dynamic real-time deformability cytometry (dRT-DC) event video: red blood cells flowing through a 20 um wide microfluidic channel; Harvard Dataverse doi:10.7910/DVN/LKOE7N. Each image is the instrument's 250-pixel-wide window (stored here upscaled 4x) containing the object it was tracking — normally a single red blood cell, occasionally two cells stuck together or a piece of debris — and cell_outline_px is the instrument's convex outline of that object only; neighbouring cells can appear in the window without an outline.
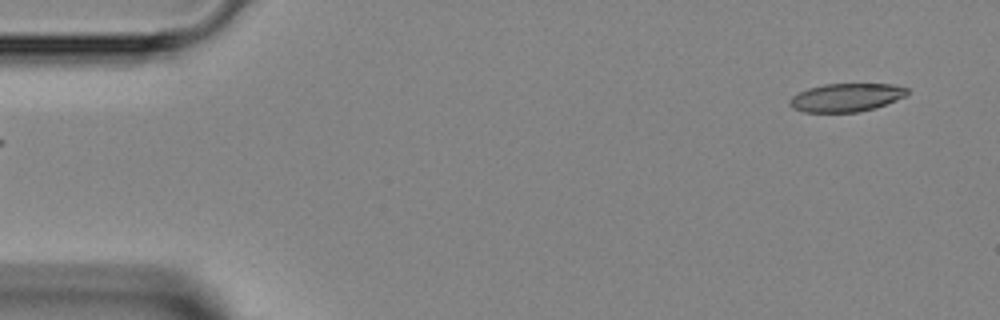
{"species": "Egyptian fruit bat (a non-hibernating species)", "species_latin": "Rousettus aegyptiacus", "temperature_condition": "room temperature", "stored_images_in_passage": 45, "camera_frame_rate_fps": 3000, "um_per_image_px": 0.085, "animal": {"sex": "female"}, "frame": {"image": 1, "passage_image": 1, "time_ms": 0.0, "image_size_px": [1000, 320], "cell_outline_px": [[908, 92], [904, 96], [896, 100], [876, 108], [856, 112], [804, 112], [792, 108], [788, 104], [788, 100], [792, 96], [808, 88], [824, 84], [892, 84], [908, 88]], "centroid_in_image_um": [71.9, 8.29], "position_along_channel_um": 13.1, "area_um2": 19.36}}
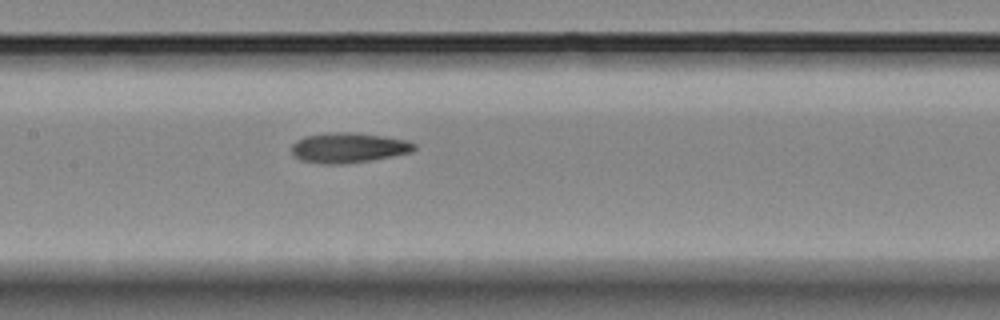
{"frame": {"image": 2, "passage_image": 20, "time_ms": 6.333, "image_size_px": [1000, 320], "cell_outline_px": [[416, 148], [412, 152], [392, 156], [368, 160], [340, 164], [320, 164], [300, 160], [292, 156], [292, 144], [296, 140], [304, 136], [324, 132], [356, 132], [384, 136], [408, 140], [416, 144]], "centroid_in_image_um": [29.59, 12.54], "position_along_channel_um": 177.8, "area_um2": 21.79}}
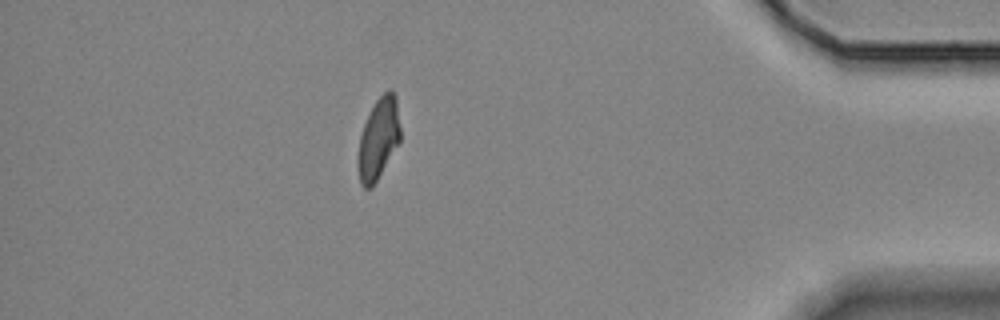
{"frame": {"image": 3, "passage_image": 39, "time_ms": 12.667, "image_size_px": [1000, 320], "cell_outline_px": [[400, 144], [372, 188], [364, 188], [360, 184], [356, 164], [356, 160], [360, 136], [364, 124], [376, 100], [388, 88], [392, 88], [396, 96], [400, 128]], "centroid_in_image_um": [32.17, 11.83], "position_along_channel_um": 403.0, "area_um2": 20.52}}